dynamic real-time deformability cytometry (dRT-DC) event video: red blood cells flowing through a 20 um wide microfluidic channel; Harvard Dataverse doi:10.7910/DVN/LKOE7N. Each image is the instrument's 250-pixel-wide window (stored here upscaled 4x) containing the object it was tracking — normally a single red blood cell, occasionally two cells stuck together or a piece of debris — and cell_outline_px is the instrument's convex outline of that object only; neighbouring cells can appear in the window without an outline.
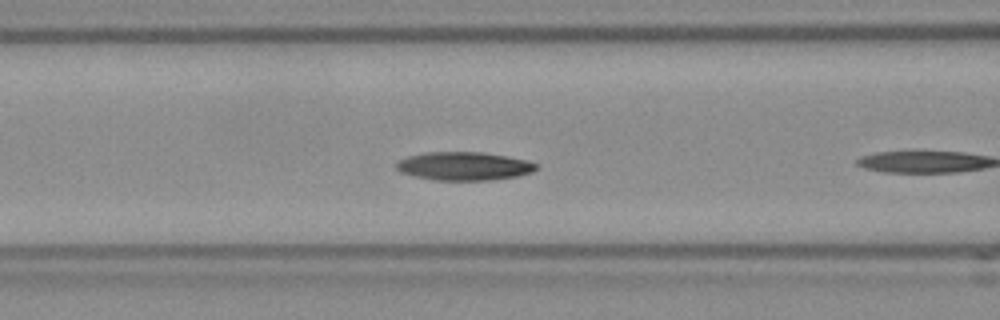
{"species": "Egyptian fruit bat (a non-hibernating species)", "species_latin": "Rousettus aegyptiacus", "temperature_condition": "room temperature", "stored_images_in_passage": 8, "camera_frame_rate_fps": 3000, "um_per_image_px": 0.085, "frame": {"image": 1, "passage_image": 7, "time_ms": 2.0, "image_size_px": [1000, 320], "cell_outline_px": [[540, 164], [532, 172], [516, 176], [492, 180], [432, 180], [400, 172], [396, 168], [396, 160], [408, 156], [424, 152], [484, 152], [524, 160]], "centroid_in_image_um": [39.4, 14.12], "position_along_channel_um": 127.2, "area_um2": 23.12}}